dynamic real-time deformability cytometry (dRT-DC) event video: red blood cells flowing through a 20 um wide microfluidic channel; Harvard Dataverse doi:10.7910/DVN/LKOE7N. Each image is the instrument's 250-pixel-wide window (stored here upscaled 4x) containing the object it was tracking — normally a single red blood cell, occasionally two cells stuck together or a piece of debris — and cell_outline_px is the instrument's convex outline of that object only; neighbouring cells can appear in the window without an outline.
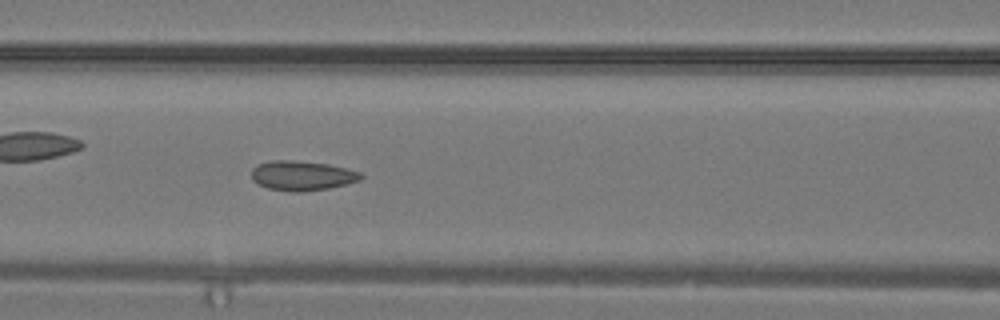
{"species": "common noctule bat (a hibernating species)", "species_latin": "Nyctalus noctula", "temperature_condition": "warm", "stored_images_in_passage": 13, "camera_frame_rate_fps": 3000, "um_per_image_px": 0.085, "animal": {"sex": "male", "body_mass_g": 19.2, "forearm_length_mm": 51.8}, "frame": {"image": 1, "passage_image": 13, "time_ms": 4.0, "image_size_px": [1000, 320], "cell_outline_px": [[364, 176], [360, 180], [328, 188], [304, 192], [292, 192], [268, 188], [252, 180], [252, 168], [256, 164], [268, 160], [292, 160], [328, 164], [348, 168], [360, 172]], "centroid_in_image_um": [25.66, 14.92], "position_along_channel_um": 140.9, "area_um2": 19.02}}